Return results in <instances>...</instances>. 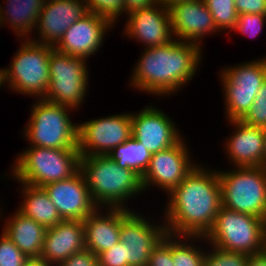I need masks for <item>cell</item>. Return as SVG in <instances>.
Wrapping results in <instances>:
<instances>
[{
  "mask_svg": "<svg viewBox=\"0 0 266 266\" xmlns=\"http://www.w3.org/2000/svg\"><path fill=\"white\" fill-rule=\"evenodd\" d=\"M214 23L220 33H231L237 24L238 14L235 9V0H204ZM224 31V32H223Z\"/></svg>",
  "mask_w": 266,
  "mask_h": 266,
  "instance_id": "cell-28",
  "label": "cell"
},
{
  "mask_svg": "<svg viewBox=\"0 0 266 266\" xmlns=\"http://www.w3.org/2000/svg\"><path fill=\"white\" fill-rule=\"evenodd\" d=\"M57 266H98V259L95 254L85 248Z\"/></svg>",
  "mask_w": 266,
  "mask_h": 266,
  "instance_id": "cell-36",
  "label": "cell"
},
{
  "mask_svg": "<svg viewBox=\"0 0 266 266\" xmlns=\"http://www.w3.org/2000/svg\"><path fill=\"white\" fill-rule=\"evenodd\" d=\"M87 64V60L82 57L63 54L54 49L50 53V80L43 100L75 111L82 107L91 80Z\"/></svg>",
  "mask_w": 266,
  "mask_h": 266,
  "instance_id": "cell-10",
  "label": "cell"
},
{
  "mask_svg": "<svg viewBox=\"0 0 266 266\" xmlns=\"http://www.w3.org/2000/svg\"><path fill=\"white\" fill-rule=\"evenodd\" d=\"M266 23V15L264 14H238L237 24L232 32L241 33L243 36L256 38L261 35L264 25Z\"/></svg>",
  "mask_w": 266,
  "mask_h": 266,
  "instance_id": "cell-32",
  "label": "cell"
},
{
  "mask_svg": "<svg viewBox=\"0 0 266 266\" xmlns=\"http://www.w3.org/2000/svg\"><path fill=\"white\" fill-rule=\"evenodd\" d=\"M147 266H175L172 258V235L166 234L152 250Z\"/></svg>",
  "mask_w": 266,
  "mask_h": 266,
  "instance_id": "cell-34",
  "label": "cell"
},
{
  "mask_svg": "<svg viewBox=\"0 0 266 266\" xmlns=\"http://www.w3.org/2000/svg\"><path fill=\"white\" fill-rule=\"evenodd\" d=\"M97 259L98 266H129L126 247L120 241L112 248L98 254Z\"/></svg>",
  "mask_w": 266,
  "mask_h": 266,
  "instance_id": "cell-35",
  "label": "cell"
},
{
  "mask_svg": "<svg viewBox=\"0 0 266 266\" xmlns=\"http://www.w3.org/2000/svg\"><path fill=\"white\" fill-rule=\"evenodd\" d=\"M237 14H264L266 15V0H235Z\"/></svg>",
  "mask_w": 266,
  "mask_h": 266,
  "instance_id": "cell-37",
  "label": "cell"
},
{
  "mask_svg": "<svg viewBox=\"0 0 266 266\" xmlns=\"http://www.w3.org/2000/svg\"><path fill=\"white\" fill-rule=\"evenodd\" d=\"M263 167L266 168V128H264V155H263Z\"/></svg>",
  "mask_w": 266,
  "mask_h": 266,
  "instance_id": "cell-42",
  "label": "cell"
},
{
  "mask_svg": "<svg viewBox=\"0 0 266 266\" xmlns=\"http://www.w3.org/2000/svg\"><path fill=\"white\" fill-rule=\"evenodd\" d=\"M203 51L196 43L176 39L166 45L144 48L130 73L128 86L162 100L176 95L195 78L203 63Z\"/></svg>",
  "mask_w": 266,
  "mask_h": 266,
  "instance_id": "cell-2",
  "label": "cell"
},
{
  "mask_svg": "<svg viewBox=\"0 0 266 266\" xmlns=\"http://www.w3.org/2000/svg\"><path fill=\"white\" fill-rule=\"evenodd\" d=\"M0 3V27L11 28L17 40L34 36L39 14L46 0H4ZM5 5V6H4ZM6 25V26H5Z\"/></svg>",
  "mask_w": 266,
  "mask_h": 266,
  "instance_id": "cell-24",
  "label": "cell"
},
{
  "mask_svg": "<svg viewBox=\"0 0 266 266\" xmlns=\"http://www.w3.org/2000/svg\"><path fill=\"white\" fill-rule=\"evenodd\" d=\"M207 248L204 266H246L247 264V254L225 251L209 244Z\"/></svg>",
  "mask_w": 266,
  "mask_h": 266,
  "instance_id": "cell-29",
  "label": "cell"
},
{
  "mask_svg": "<svg viewBox=\"0 0 266 266\" xmlns=\"http://www.w3.org/2000/svg\"><path fill=\"white\" fill-rule=\"evenodd\" d=\"M202 165L167 194L162 214L167 234L205 236L212 228L222 207L220 179L216 168Z\"/></svg>",
  "mask_w": 266,
  "mask_h": 266,
  "instance_id": "cell-1",
  "label": "cell"
},
{
  "mask_svg": "<svg viewBox=\"0 0 266 266\" xmlns=\"http://www.w3.org/2000/svg\"><path fill=\"white\" fill-rule=\"evenodd\" d=\"M83 225L85 248L97 256L120 241L121 208L98 207Z\"/></svg>",
  "mask_w": 266,
  "mask_h": 266,
  "instance_id": "cell-22",
  "label": "cell"
},
{
  "mask_svg": "<svg viewBox=\"0 0 266 266\" xmlns=\"http://www.w3.org/2000/svg\"><path fill=\"white\" fill-rule=\"evenodd\" d=\"M0 89H2V86H1V71H0Z\"/></svg>",
  "mask_w": 266,
  "mask_h": 266,
  "instance_id": "cell-44",
  "label": "cell"
},
{
  "mask_svg": "<svg viewBox=\"0 0 266 266\" xmlns=\"http://www.w3.org/2000/svg\"><path fill=\"white\" fill-rule=\"evenodd\" d=\"M4 219L2 232L28 258H40L46 228L32 218L26 217L18 209Z\"/></svg>",
  "mask_w": 266,
  "mask_h": 266,
  "instance_id": "cell-23",
  "label": "cell"
},
{
  "mask_svg": "<svg viewBox=\"0 0 266 266\" xmlns=\"http://www.w3.org/2000/svg\"><path fill=\"white\" fill-rule=\"evenodd\" d=\"M241 120L250 126L266 128V81L257 92L250 110Z\"/></svg>",
  "mask_w": 266,
  "mask_h": 266,
  "instance_id": "cell-30",
  "label": "cell"
},
{
  "mask_svg": "<svg viewBox=\"0 0 266 266\" xmlns=\"http://www.w3.org/2000/svg\"><path fill=\"white\" fill-rule=\"evenodd\" d=\"M132 136L131 112L88 119L78 123L80 156L108 155Z\"/></svg>",
  "mask_w": 266,
  "mask_h": 266,
  "instance_id": "cell-11",
  "label": "cell"
},
{
  "mask_svg": "<svg viewBox=\"0 0 266 266\" xmlns=\"http://www.w3.org/2000/svg\"><path fill=\"white\" fill-rule=\"evenodd\" d=\"M63 220L83 221L98 206L91 198L83 173L43 186Z\"/></svg>",
  "mask_w": 266,
  "mask_h": 266,
  "instance_id": "cell-18",
  "label": "cell"
},
{
  "mask_svg": "<svg viewBox=\"0 0 266 266\" xmlns=\"http://www.w3.org/2000/svg\"><path fill=\"white\" fill-rule=\"evenodd\" d=\"M1 207H2V206L0 205V219H1V221H2V218H1V217H3V216H2L3 214L1 213V212H2V208H1ZM1 221H0V222H1Z\"/></svg>",
  "mask_w": 266,
  "mask_h": 266,
  "instance_id": "cell-43",
  "label": "cell"
},
{
  "mask_svg": "<svg viewBox=\"0 0 266 266\" xmlns=\"http://www.w3.org/2000/svg\"><path fill=\"white\" fill-rule=\"evenodd\" d=\"M184 1H189V0H158L160 4L164 5L167 8L171 7L175 3L184 2Z\"/></svg>",
  "mask_w": 266,
  "mask_h": 266,
  "instance_id": "cell-41",
  "label": "cell"
},
{
  "mask_svg": "<svg viewBox=\"0 0 266 266\" xmlns=\"http://www.w3.org/2000/svg\"><path fill=\"white\" fill-rule=\"evenodd\" d=\"M108 156L121 168L133 169L142 177L149 167L152 154L131 136L114 148Z\"/></svg>",
  "mask_w": 266,
  "mask_h": 266,
  "instance_id": "cell-26",
  "label": "cell"
},
{
  "mask_svg": "<svg viewBox=\"0 0 266 266\" xmlns=\"http://www.w3.org/2000/svg\"><path fill=\"white\" fill-rule=\"evenodd\" d=\"M18 184H20L19 191L23 200L18 207L21 213L26 217L32 218L46 229L54 227L63 221L56 206L52 203L43 187L19 182Z\"/></svg>",
  "mask_w": 266,
  "mask_h": 266,
  "instance_id": "cell-25",
  "label": "cell"
},
{
  "mask_svg": "<svg viewBox=\"0 0 266 266\" xmlns=\"http://www.w3.org/2000/svg\"><path fill=\"white\" fill-rule=\"evenodd\" d=\"M261 57L223 66L218 72L227 121L241 120L246 115L266 81V56Z\"/></svg>",
  "mask_w": 266,
  "mask_h": 266,
  "instance_id": "cell-9",
  "label": "cell"
},
{
  "mask_svg": "<svg viewBox=\"0 0 266 266\" xmlns=\"http://www.w3.org/2000/svg\"><path fill=\"white\" fill-rule=\"evenodd\" d=\"M204 238L207 244L225 251L260 253L266 246V221L222 206Z\"/></svg>",
  "mask_w": 266,
  "mask_h": 266,
  "instance_id": "cell-7",
  "label": "cell"
},
{
  "mask_svg": "<svg viewBox=\"0 0 266 266\" xmlns=\"http://www.w3.org/2000/svg\"><path fill=\"white\" fill-rule=\"evenodd\" d=\"M114 26L109 19L89 11L65 31L54 49L89 62L88 59L99 52L105 35Z\"/></svg>",
  "mask_w": 266,
  "mask_h": 266,
  "instance_id": "cell-15",
  "label": "cell"
},
{
  "mask_svg": "<svg viewBox=\"0 0 266 266\" xmlns=\"http://www.w3.org/2000/svg\"><path fill=\"white\" fill-rule=\"evenodd\" d=\"M183 136L175 145L152 154L148 169L141 177L143 191L160 188L168 194L177 187L198 164Z\"/></svg>",
  "mask_w": 266,
  "mask_h": 266,
  "instance_id": "cell-12",
  "label": "cell"
},
{
  "mask_svg": "<svg viewBox=\"0 0 266 266\" xmlns=\"http://www.w3.org/2000/svg\"><path fill=\"white\" fill-rule=\"evenodd\" d=\"M227 170H217L222 206L266 221V168L233 167Z\"/></svg>",
  "mask_w": 266,
  "mask_h": 266,
  "instance_id": "cell-8",
  "label": "cell"
},
{
  "mask_svg": "<svg viewBox=\"0 0 266 266\" xmlns=\"http://www.w3.org/2000/svg\"><path fill=\"white\" fill-rule=\"evenodd\" d=\"M80 171L98 207L133 210L127 203L144 193L141 176L121 168L108 155L80 156Z\"/></svg>",
  "mask_w": 266,
  "mask_h": 266,
  "instance_id": "cell-3",
  "label": "cell"
},
{
  "mask_svg": "<svg viewBox=\"0 0 266 266\" xmlns=\"http://www.w3.org/2000/svg\"><path fill=\"white\" fill-rule=\"evenodd\" d=\"M31 105L29 121L21 133L28 146L78 150V123L70 117L74 109L43 99H35Z\"/></svg>",
  "mask_w": 266,
  "mask_h": 266,
  "instance_id": "cell-6",
  "label": "cell"
},
{
  "mask_svg": "<svg viewBox=\"0 0 266 266\" xmlns=\"http://www.w3.org/2000/svg\"><path fill=\"white\" fill-rule=\"evenodd\" d=\"M246 266H266V250L248 255Z\"/></svg>",
  "mask_w": 266,
  "mask_h": 266,
  "instance_id": "cell-39",
  "label": "cell"
},
{
  "mask_svg": "<svg viewBox=\"0 0 266 266\" xmlns=\"http://www.w3.org/2000/svg\"><path fill=\"white\" fill-rule=\"evenodd\" d=\"M90 12L109 19L114 25L123 17L124 0H85Z\"/></svg>",
  "mask_w": 266,
  "mask_h": 266,
  "instance_id": "cell-31",
  "label": "cell"
},
{
  "mask_svg": "<svg viewBox=\"0 0 266 266\" xmlns=\"http://www.w3.org/2000/svg\"><path fill=\"white\" fill-rule=\"evenodd\" d=\"M88 12L85 0H46L39 14L35 36L30 39L55 46L65 31Z\"/></svg>",
  "mask_w": 266,
  "mask_h": 266,
  "instance_id": "cell-17",
  "label": "cell"
},
{
  "mask_svg": "<svg viewBox=\"0 0 266 266\" xmlns=\"http://www.w3.org/2000/svg\"><path fill=\"white\" fill-rule=\"evenodd\" d=\"M125 17L123 36L136 39L142 48L162 46L174 40L169 9L159 2Z\"/></svg>",
  "mask_w": 266,
  "mask_h": 266,
  "instance_id": "cell-16",
  "label": "cell"
},
{
  "mask_svg": "<svg viewBox=\"0 0 266 266\" xmlns=\"http://www.w3.org/2000/svg\"><path fill=\"white\" fill-rule=\"evenodd\" d=\"M10 66L0 68L1 86L17 95L43 99L48 88L50 53L54 46L44 45L31 39H19Z\"/></svg>",
  "mask_w": 266,
  "mask_h": 266,
  "instance_id": "cell-4",
  "label": "cell"
},
{
  "mask_svg": "<svg viewBox=\"0 0 266 266\" xmlns=\"http://www.w3.org/2000/svg\"><path fill=\"white\" fill-rule=\"evenodd\" d=\"M168 9L173 37L176 40L196 43L203 47L206 36L220 33L204 0L178 2Z\"/></svg>",
  "mask_w": 266,
  "mask_h": 266,
  "instance_id": "cell-19",
  "label": "cell"
},
{
  "mask_svg": "<svg viewBox=\"0 0 266 266\" xmlns=\"http://www.w3.org/2000/svg\"><path fill=\"white\" fill-rule=\"evenodd\" d=\"M23 266H51L40 258H29Z\"/></svg>",
  "mask_w": 266,
  "mask_h": 266,
  "instance_id": "cell-40",
  "label": "cell"
},
{
  "mask_svg": "<svg viewBox=\"0 0 266 266\" xmlns=\"http://www.w3.org/2000/svg\"><path fill=\"white\" fill-rule=\"evenodd\" d=\"M83 221L63 220L47 228L40 259L57 266L73 254L85 249Z\"/></svg>",
  "mask_w": 266,
  "mask_h": 266,
  "instance_id": "cell-21",
  "label": "cell"
},
{
  "mask_svg": "<svg viewBox=\"0 0 266 266\" xmlns=\"http://www.w3.org/2000/svg\"><path fill=\"white\" fill-rule=\"evenodd\" d=\"M29 258L2 231L0 234V266H23Z\"/></svg>",
  "mask_w": 266,
  "mask_h": 266,
  "instance_id": "cell-33",
  "label": "cell"
},
{
  "mask_svg": "<svg viewBox=\"0 0 266 266\" xmlns=\"http://www.w3.org/2000/svg\"><path fill=\"white\" fill-rule=\"evenodd\" d=\"M10 169L11 178L19 183L43 187L46 184L71 178L80 170L78 150L26 146L15 155ZM12 171V172H11Z\"/></svg>",
  "mask_w": 266,
  "mask_h": 266,
  "instance_id": "cell-5",
  "label": "cell"
},
{
  "mask_svg": "<svg viewBox=\"0 0 266 266\" xmlns=\"http://www.w3.org/2000/svg\"><path fill=\"white\" fill-rule=\"evenodd\" d=\"M170 115L157 108L146 105L138 112H131L132 137L151 154L175 145L184 135L176 126Z\"/></svg>",
  "mask_w": 266,
  "mask_h": 266,
  "instance_id": "cell-14",
  "label": "cell"
},
{
  "mask_svg": "<svg viewBox=\"0 0 266 266\" xmlns=\"http://www.w3.org/2000/svg\"><path fill=\"white\" fill-rule=\"evenodd\" d=\"M158 3V0H124L123 15L124 17L133 11L149 8Z\"/></svg>",
  "mask_w": 266,
  "mask_h": 266,
  "instance_id": "cell-38",
  "label": "cell"
},
{
  "mask_svg": "<svg viewBox=\"0 0 266 266\" xmlns=\"http://www.w3.org/2000/svg\"><path fill=\"white\" fill-rule=\"evenodd\" d=\"M142 214L121 208L120 242L126 247L129 266H147L152 250L167 234L163 216L157 223Z\"/></svg>",
  "mask_w": 266,
  "mask_h": 266,
  "instance_id": "cell-13",
  "label": "cell"
},
{
  "mask_svg": "<svg viewBox=\"0 0 266 266\" xmlns=\"http://www.w3.org/2000/svg\"><path fill=\"white\" fill-rule=\"evenodd\" d=\"M206 243L204 236L172 235V258L175 266H204L207 247L203 245Z\"/></svg>",
  "mask_w": 266,
  "mask_h": 266,
  "instance_id": "cell-27",
  "label": "cell"
},
{
  "mask_svg": "<svg viewBox=\"0 0 266 266\" xmlns=\"http://www.w3.org/2000/svg\"><path fill=\"white\" fill-rule=\"evenodd\" d=\"M227 122L234 130L225 139L223 149L231 167H263L264 128L247 125L242 120Z\"/></svg>",
  "mask_w": 266,
  "mask_h": 266,
  "instance_id": "cell-20",
  "label": "cell"
}]
</instances>
